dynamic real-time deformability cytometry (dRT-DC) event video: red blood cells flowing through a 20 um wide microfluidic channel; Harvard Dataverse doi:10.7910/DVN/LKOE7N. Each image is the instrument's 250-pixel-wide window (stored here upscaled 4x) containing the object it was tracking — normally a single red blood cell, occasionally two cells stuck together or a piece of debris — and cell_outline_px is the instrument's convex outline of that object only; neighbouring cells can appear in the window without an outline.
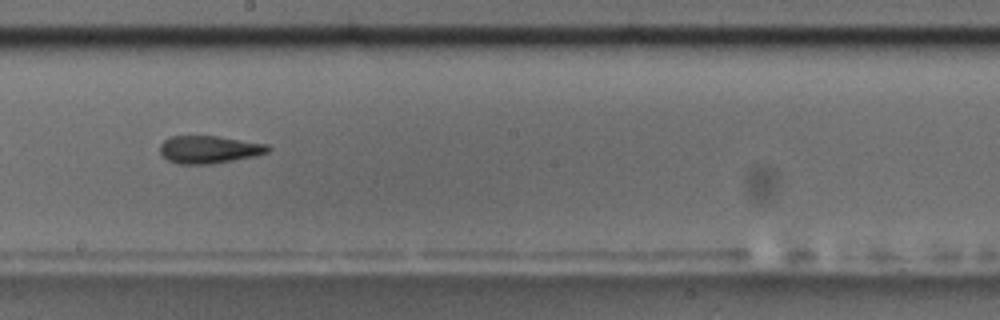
{"species": "common noctule bat (a hibernating species)", "species_latin": "Nyctalus noctula", "temperature_condition": "room temperature", "stored_images_in_passage": 12, "camera_frame_rate_fps": 3000, "um_per_image_px": 0.085, "animal": {"sex": "male", "body_mass_g": 17.5, "forearm_length_mm": 52.3}, "frame": {"image": 1, "passage_image": 6, "time_ms": 5.667, "image_size_px": [1000, 320], "cell_outline_px": [[272, 148], [268, 152], [256, 156], [212, 164], [176, 164], [168, 160], [160, 152], [160, 144], [164, 140], [172, 136], [216, 136], [268, 144]], "centroid_in_image_um": [17.79, 12.71], "position_along_channel_um": 230.4, "area_um2": 17.46}}
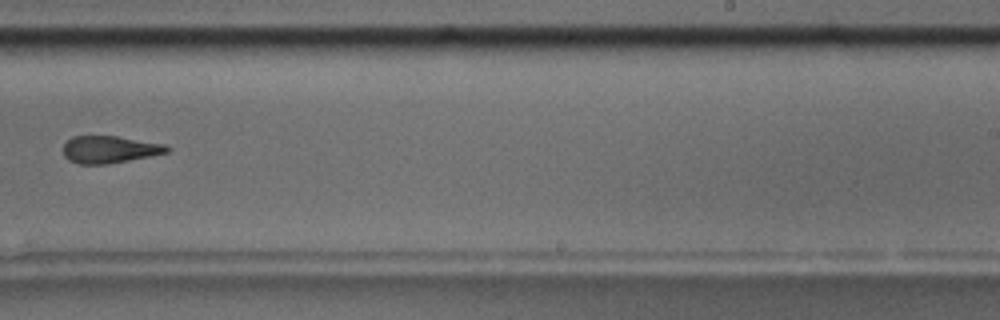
{"frame": {"image": 2, "passage_image": 7, "time_ms": 7.0, "image_size_px": [1000, 320], "cell_outline_px": [[172, 148], [168, 152], [108, 164], [80, 164], [68, 160], [64, 156], [64, 144], [72, 136], [116, 136], [164, 144]], "centroid_in_image_um": [9.3, 12.7], "position_along_channel_um": 279.7, "area_um2": 16.3}, "authors_computed_cell_mechanics": {"area_um2": 18.0336, "velocity_mm_per_s": 3.6973, "shape_relaxation_time_tau1_ms": 9.4991, "shape_relaxation_time_tau2_ms": null, "deformation_change_tau1": 0.2209, "deformation_change_tau2": null}}